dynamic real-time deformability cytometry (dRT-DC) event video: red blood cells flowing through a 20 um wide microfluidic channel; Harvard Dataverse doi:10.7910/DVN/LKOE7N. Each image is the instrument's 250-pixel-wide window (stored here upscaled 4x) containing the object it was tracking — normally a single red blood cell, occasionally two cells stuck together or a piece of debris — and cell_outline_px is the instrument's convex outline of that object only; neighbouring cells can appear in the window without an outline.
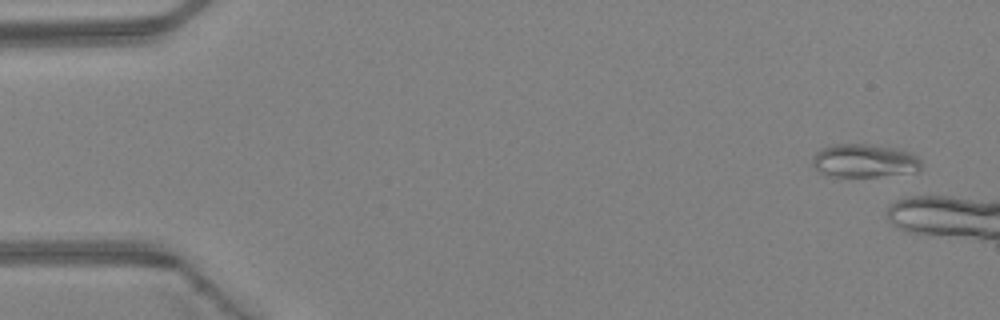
{"species": "Egyptian fruit bat (a non-hibernating species)", "species_latin": "Rousettus aegyptiacus", "temperature_condition": "warm", "stored_images_in_passage": 6, "camera_frame_rate_fps": 3000, "um_per_image_px": 0.085, "animal": {"sex": "female"}, "frame": {"image": 1, "passage_image": 1, "time_ms": 0.0, "image_size_px": [1000, 320], "cell_outline_px": [[920, 172], [880, 176], [824, 176], [812, 164], [812, 156], [820, 148], [832, 144], [868, 144], [896, 148], [912, 152], [920, 160]], "centroid_in_image_um": [73.46, 13.66], "position_along_channel_um": 11.5, "area_um2": 21.44}}